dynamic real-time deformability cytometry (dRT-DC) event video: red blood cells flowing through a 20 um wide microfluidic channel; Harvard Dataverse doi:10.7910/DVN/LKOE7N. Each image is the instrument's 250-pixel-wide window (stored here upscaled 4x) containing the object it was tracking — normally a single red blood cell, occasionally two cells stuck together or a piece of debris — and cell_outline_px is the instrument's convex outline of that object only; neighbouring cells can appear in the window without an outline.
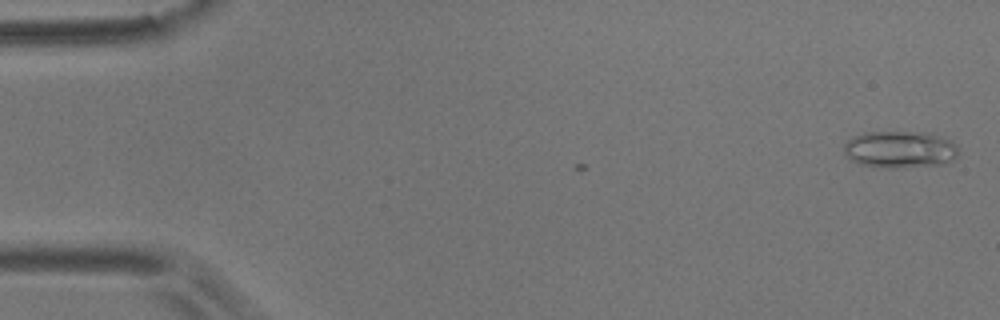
{"species": "common noctule bat (a hibernating species)", "species_latin": "Nyctalus noctula", "temperature_condition": "room temperature", "stored_images_in_passage": 2, "camera_frame_rate_fps": 3000, "um_per_image_px": 0.085, "animal": {"sex": "male", "body_mass_g": 17.9}, "frame": {"image": 1, "passage_image": 2, "time_ms": 1.0, "image_size_px": [1000, 320], "cell_outline_px": [[960, 148], [956, 156], [952, 160], [944, 164], [892, 168], [880, 168], [860, 164], [852, 160], [844, 152], [844, 144], [852, 136], [864, 132], [932, 132], [952, 140]], "centroid_in_image_um": [76.53, 12.69], "position_along_channel_um": 8.5, "area_um2": 25.09}}